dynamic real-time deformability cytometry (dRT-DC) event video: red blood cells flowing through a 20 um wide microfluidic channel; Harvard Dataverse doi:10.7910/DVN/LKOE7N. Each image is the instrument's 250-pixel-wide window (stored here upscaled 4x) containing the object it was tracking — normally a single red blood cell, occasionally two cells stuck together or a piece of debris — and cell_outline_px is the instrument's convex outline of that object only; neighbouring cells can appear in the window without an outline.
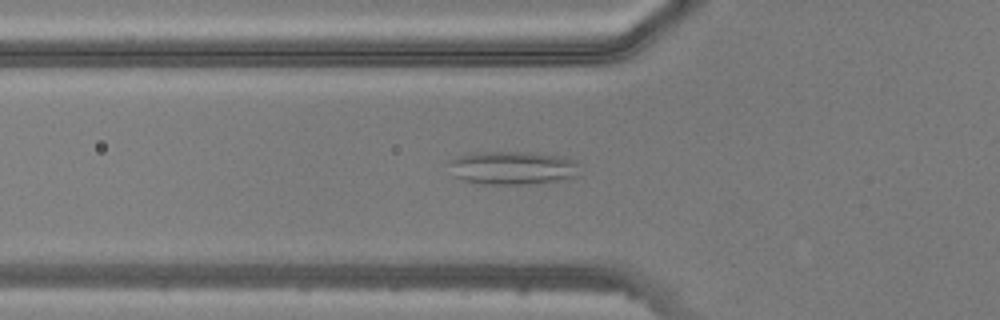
{"species": "common noctule bat (a hibernating species)", "species_latin": "Nyctalus noctula", "temperature_condition": "warm", "stored_images_in_passage": 38, "camera_frame_rate_fps": 3000, "um_per_image_px": 0.085, "animal": {"sex": "male", "body_mass_g": 20.5, "forearm_length_mm": 52.5}, "frame": {"image": 1, "passage_image": 11, "time_ms": 3.333, "image_size_px": [1000, 320], "cell_outline_px": [[580, 176], [568, 180], [524, 184], [480, 184], [464, 180], [452, 176], [448, 164], [448, 160], [456, 156], [472, 152], [528, 152], [568, 156], [576, 164]], "centroid_in_image_um": [43.56, 14.27], "position_along_channel_um": 82.2, "area_um2": 26.07}}
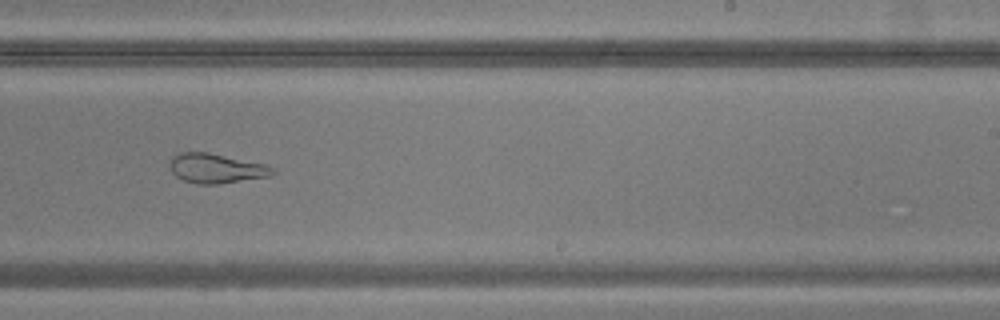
{"frame": {"image": 2, "passage_image": 24, "time_ms": 7.667, "image_size_px": [1000, 320], "cell_outline_px": [[276, 172], [268, 176], [220, 184], [196, 184], [184, 180], [176, 176], [172, 172], [168, 164], [172, 156], [180, 152], [208, 152], [264, 164], [272, 168]], "centroid_in_image_um": [18.31, 14.31], "position_along_channel_um": 270.7, "area_um2": 17.63}}
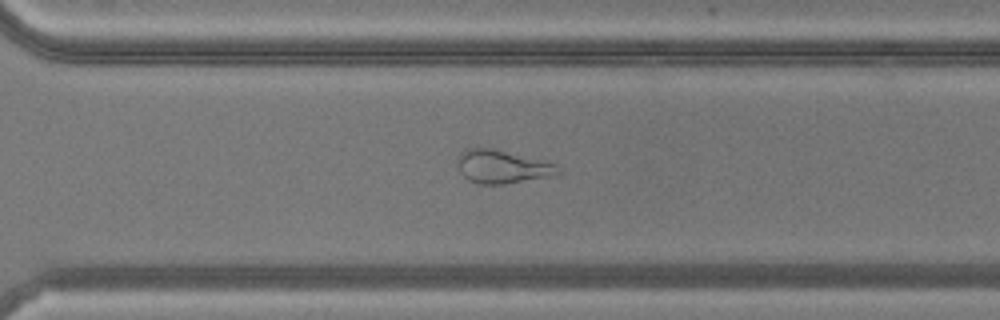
{"frame": {"image": 3, "passage_image": 28, "time_ms": 9.0, "image_size_px": [1000, 320], "cell_outline_px": [[560, 172], [548, 176], [504, 184], [476, 184], [468, 180], [460, 172], [456, 164], [456, 156], [464, 148], [492, 148], [560, 164]], "centroid_in_image_um": [42.63, 14.15], "position_along_channel_um": 328.0, "area_um2": 19.71}}